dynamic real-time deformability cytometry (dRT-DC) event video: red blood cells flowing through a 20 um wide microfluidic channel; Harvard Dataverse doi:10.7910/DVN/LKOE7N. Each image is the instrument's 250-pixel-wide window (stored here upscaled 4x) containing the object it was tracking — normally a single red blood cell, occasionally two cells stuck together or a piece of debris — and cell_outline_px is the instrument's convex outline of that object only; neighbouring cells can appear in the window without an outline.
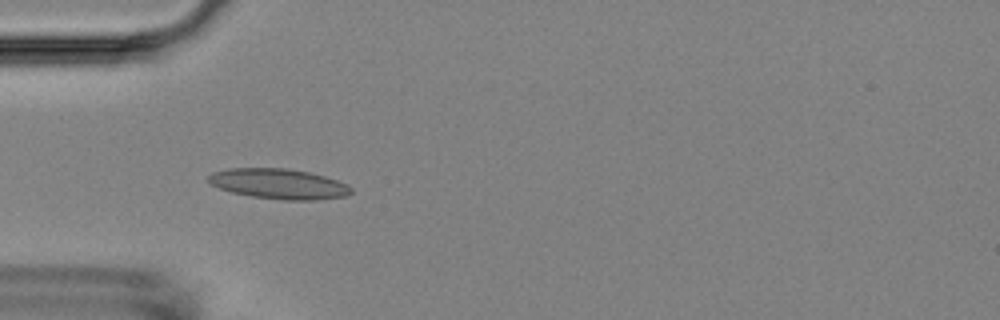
{"species": "Egyptian fruit bat (a non-hibernating species)", "species_latin": "Rousettus aegyptiacus", "temperature_condition": "room temperature", "stored_images_in_passage": 5, "camera_frame_rate_fps": 3000, "um_per_image_px": 0.085, "animal": {"sex": "female"}, "frame": {"image": 1, "passage_image": 5, "time_ms": 4.667, "image_size_px": [1000, 320], "cell_outline_px": [[352, 192], [348, 196], [316, 200], [280, 200], [252, 196], [232, 192], [220, 188], [212, 184], [208, 180], [208, 176], [212, 172], [228, 168], [288, 168], [308, 172], [324, 176], [348, 184], [352, 188]], "centroid_in_image_um": [23.72, 15.63], "position_along_channel_um": 61.3, "area_um2": 25.2}}